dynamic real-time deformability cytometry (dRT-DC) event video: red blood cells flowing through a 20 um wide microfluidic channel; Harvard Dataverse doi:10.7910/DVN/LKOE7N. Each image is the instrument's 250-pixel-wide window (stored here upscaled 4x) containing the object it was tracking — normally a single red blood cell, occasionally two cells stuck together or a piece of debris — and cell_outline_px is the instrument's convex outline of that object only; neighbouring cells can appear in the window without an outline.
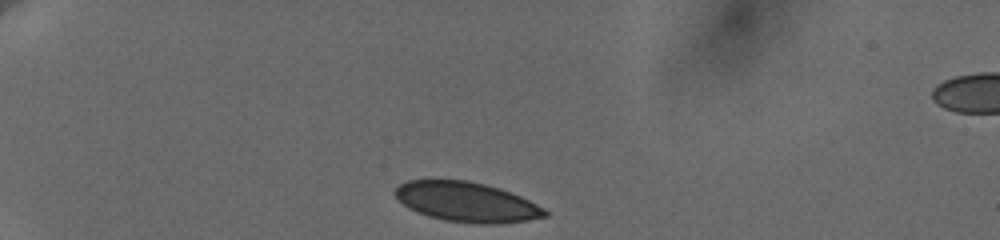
{"species": "human", "species_latin": "Homo sapiens", "temperature_condition": "cold", "stored_images_in_passage": 56, "camera_frame_rate_fps": 3000, "um_per_image_px": 0.085, "donor": {"sex": "female"}, "frame": {"image": 1, "passage_image": 1, "time_ms": 0.0, "image_size_px": [1000, 240], "cell_outline_px": [[548, 216], [528, 220], [500, 224], [480, 224], [444, 220], [428, 216], [416, 212], [408, 208], [392, 192], [400, 184], [408, 180], [468, 180], [500, 188], [512, 192], [544, 208], [548, 212]], "centroid_in_image_um": [39.67, 17.17], "position_along_channel_um": 45.3, "area_um2": 34.8}}
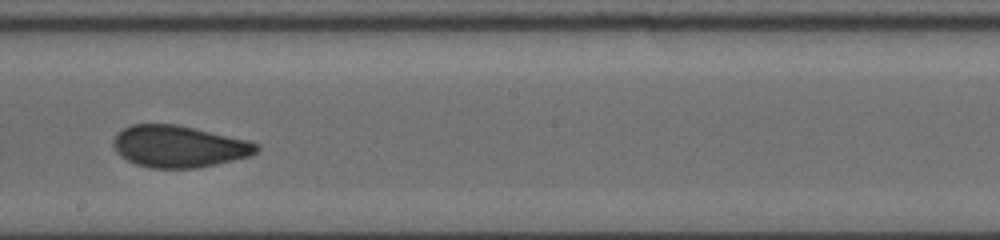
{"frame": {"image": 2, "passage_image": 37, "time_ms": 6.667, "image_size_px": [1000, 240], "cell_outline_px": [[260, 148], [252, 156], [216, 164], [196, 168], [152, 168], [136, 164], [120, 156], [116, 152], [112, 144], [112, 140], [124, 128], [132, 124], [176, 124], [248, 140], [260, 144]], "centroid_in_image_um": [15.22, 12.45], "position_along_channel_um": 233.0, "area_um2": 34.91}}
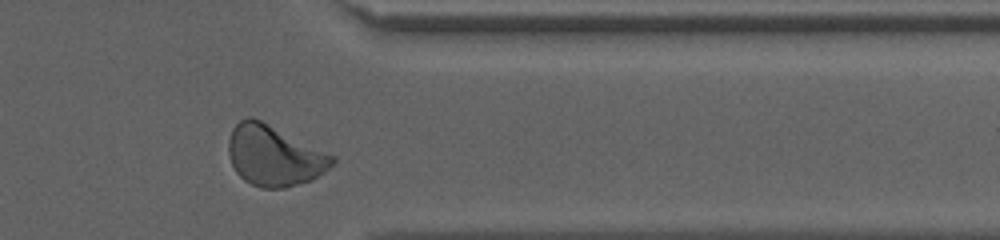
{"frame": {"image": 3, "passage_image": 52, "time_ms": 11.0, "image_size_px": [1000, 240], "cell_outline_px": [[336, 160], [324, 172], [312, 180], [284, 188], [260, 188], [244, 180], [236, 172], [232, 164], [228, 152], [228, 140], [232, 128], [240, 120], [248, 116], [252, 116], [336, 156]], "centroid_in_image_um": [23.29, 13.23], "position_along_channel_um": 388.1, "area_um2": 36.59}, "authors_computed_cell_mechanics": {"area_um2": 35.4892, "velocity_mm_per_s": 3.6362, "shape_relaxation_time_tau1_ms": null, "shape_relaxation_time_tau2_ms": 0.8129, "deformation_change_tau1": null, "deformation_change_tau2": 0.049}}